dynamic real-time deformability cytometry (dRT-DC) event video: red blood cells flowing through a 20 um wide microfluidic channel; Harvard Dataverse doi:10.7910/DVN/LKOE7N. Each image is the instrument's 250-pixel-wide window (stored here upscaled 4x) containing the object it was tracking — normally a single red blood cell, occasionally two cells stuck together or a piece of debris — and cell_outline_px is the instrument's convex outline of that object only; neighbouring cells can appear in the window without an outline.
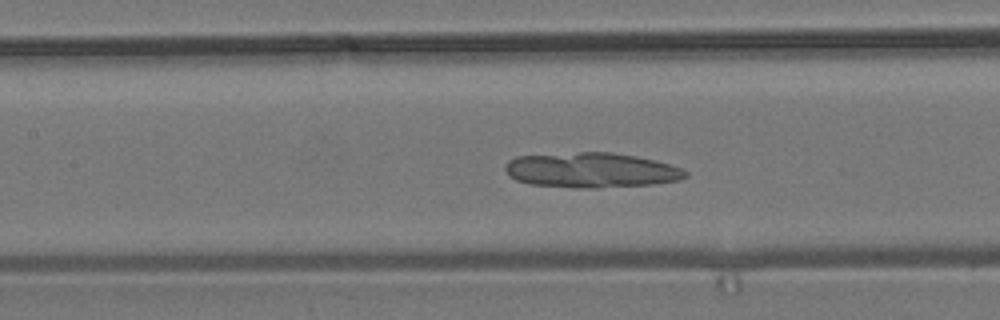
{"species": "common noctule bat (a hibernating species)", "species_latin": "Nyctalus noctula", "temperature_condition": "room temperature", "stored_images_in_passage": 50, "camera_frame_rate_fps": 3000, "um_per_image_px": 0.085, "animal": {"sex": "male", "body_mass_g": 19.2, "forearm_length_mm": 51.8}, "frame": {"image": 1, "passage_image": 24, "time_ms": 7.667, "image_size_px": [1000, 320], "cell_outline_px": [[688, 176], [680, 180], [652, 184], [596, 188], [572, 188], [532, 184], [516, 180], [508, 176], [504, 168], [508, 160], [516, 156], [580, 152], [612, 152], [636, 156], [656, 160], [680, 168], [688, 172]], "centroid_in_image_um": [50.24, 14.46], "position_along_channel_um": 157.2, "area_um2": 36.99}}
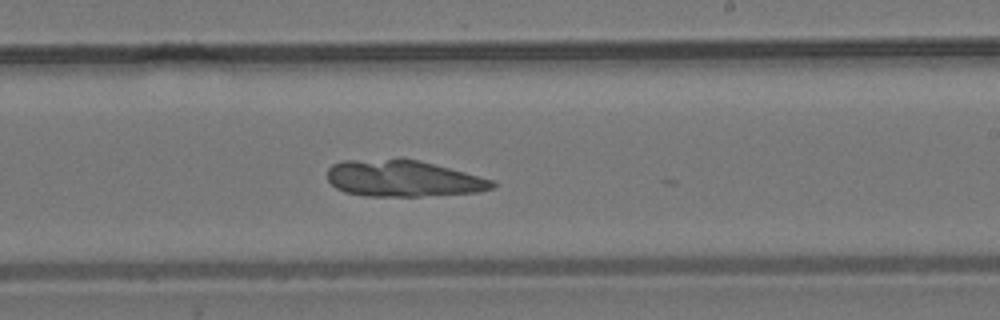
{"frame": {"image": 2, "passage_image": 32, "time_ms": 10.333, "image_size_px": [1000, 320], "cell_outline_px": [[496, 184], [492, 188], [476, 192], [420, 196], [364, 196], [344, 192], [336, 188], [328, 180], [328, 168], [332, 164], [344, 160], [400, 156], [420, 160], [464, 172], [492, 180]], "centroid_in_image_um": [34.18, 15.13], "position_along_channel_um": 254.8, "area_um2": 35.55}}
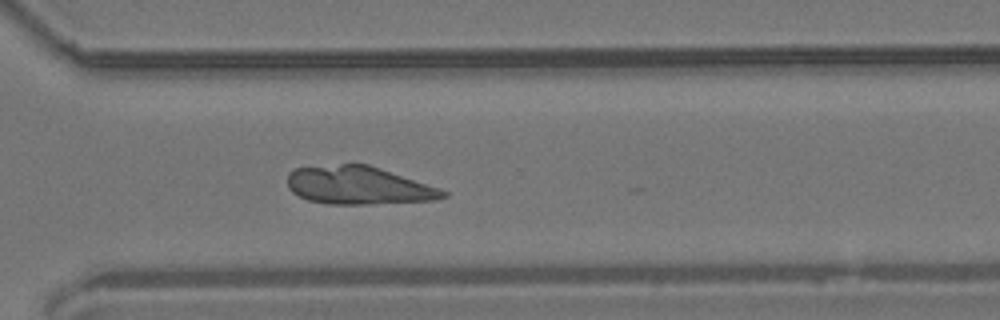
{"frame": {"image": 3, "passage_image": 39, "time_ms": 12.667, "image_size_px": [1000, 320], "cell_outline_px": [[448, 196], [432, 200], [372, 204], [328, 204], [308, 200], [292, 192], [288, 188], [288, 172], [296, 168], [340, 164], [368, 164], [440, 188], [448, 192]], "centroid_in_image_um": [30.47, 15.76], "position_along_channel_um": 340.1, "area_um2": 34.33}}